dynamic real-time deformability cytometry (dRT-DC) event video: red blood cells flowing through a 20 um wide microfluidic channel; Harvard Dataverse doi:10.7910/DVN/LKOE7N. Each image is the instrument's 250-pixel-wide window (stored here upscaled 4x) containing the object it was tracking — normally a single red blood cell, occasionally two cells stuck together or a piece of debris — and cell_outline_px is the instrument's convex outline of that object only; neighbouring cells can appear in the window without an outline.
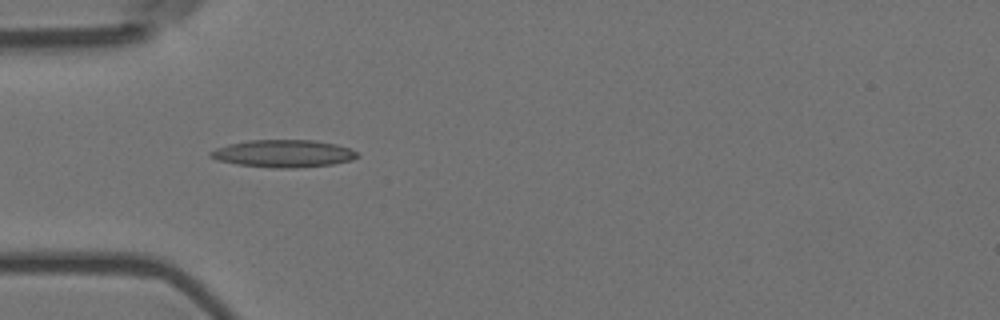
{"species": "Egyptian fruit bat (a non-hibernating species)", "species_latin": "Rousettus aegyptiacus", "temperature_condition": "room temperature", "stored_images_in_passage": 5, "camera_frame_rate_fps": 3000, "um_per_image_px": 0.085, "animal": {"sex": "female"}, "frame": {"image": 1, "passage_image": 4, "time_ms": 1.0, "image_size_px": [1000, 320], "cell_outline_px": [[360, 156], [352, 160], [332, 164], [292, 168], [272, 168], [236, 164], [216, 160], [208, 156], [208, 152], [216, 148], [228, 144], [248, 140], [316, 140], [336, 144], [348, 148], [356, 152]], "centroid_in_image_um": [24.05, 13.05], "position_along_channel_um": 61.0, "area_um2": 23.58}}
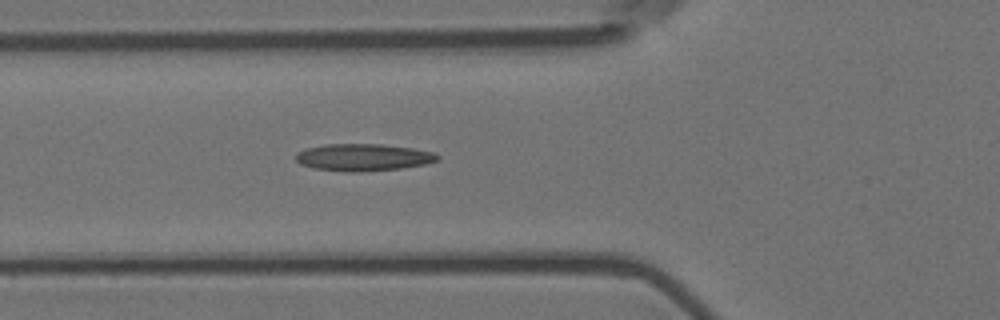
{"frame": {"image": 2, "passage_image": 5, "time_ms": 1.333, "image_size_px": [1000, 320], "cell_outline_px": [[440, 160], [424, 164], [400, 168], [360, 172], [348, 172], [312, 168], [300, 164], [296, 160], [296, 152], [304, 148], [324, 144], [380, 144], [412, 148], [436, 152], [440, 156]], "centroid_in_image_um": [30.86, 13.37], "position_along_channel_um": 94.9, "area_um2": 22.6}}